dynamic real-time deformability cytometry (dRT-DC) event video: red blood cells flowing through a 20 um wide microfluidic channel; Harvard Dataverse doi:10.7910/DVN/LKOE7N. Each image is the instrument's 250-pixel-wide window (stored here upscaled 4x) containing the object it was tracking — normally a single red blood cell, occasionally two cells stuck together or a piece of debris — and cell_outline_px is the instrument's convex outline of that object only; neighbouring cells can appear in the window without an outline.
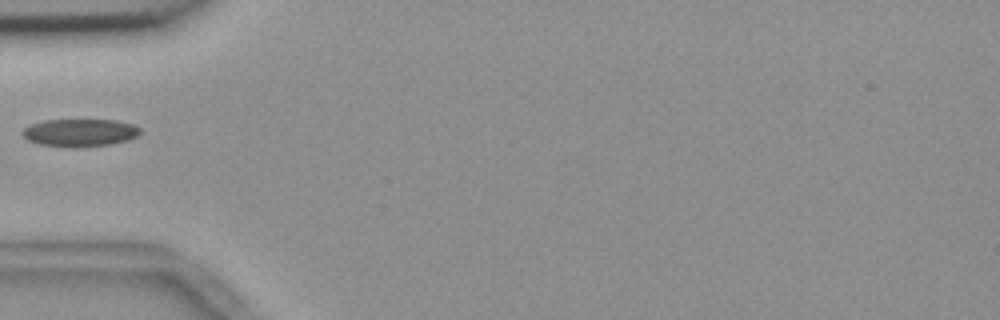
{"species": "common noctule bat (a hibernating species)", "species_latin": "Nyctalus noctula", "temperature_condition": "room temperature", "stored_images_in_passage": 38, "camera_frame_rate_fps": 3000, "um_per_image_px": 0.085, "animal": {"sex": "female", "body_mass_g": 18.4}, "frame": {"image": 1, "passage_image": 1, "time_ms": 0.0, "image_size_px": [1000, 320], "cell_outline_px": [[140, 132], [136, 136], [128, 140], [112, 144], [76, 148], [72, 148], [40, 144], [28, 140], [20, 132], [24, 128], [32, 124], [44, 120], [116, 120], [132, 124], [140, 128]], "centroid_in_image_um": [6.79, 11.28], "position_along_channel_um": 78.2, "area_um2": 19.02}}
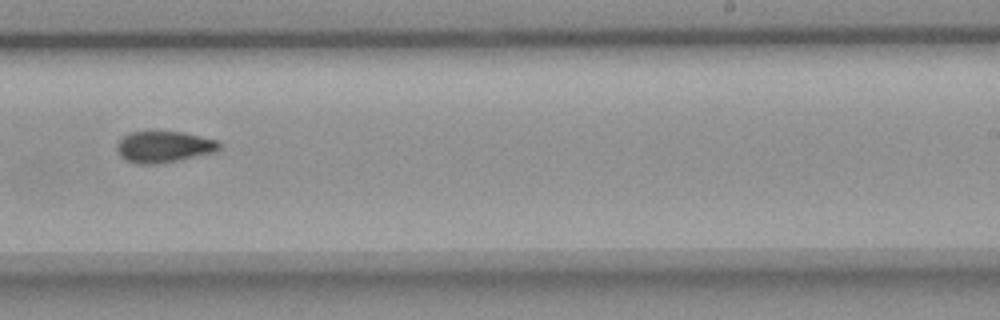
{"frame": {"image": 2, "passage_image": 17, "time_ms": 5.333, "image_size_px": [1000, 320], "cell_outline_px": [[220, 148], [212, 152], [180, 160], [156, 164], [136, 164], [120, 156], [116, 148], [116, 144], [124, 136], [132, 132], [184, 132], [220, 140]], "centroid_in_image_um": [13.94, 12.48], "position_along_channel_um": 275.1, "area_um2": 18.61}}
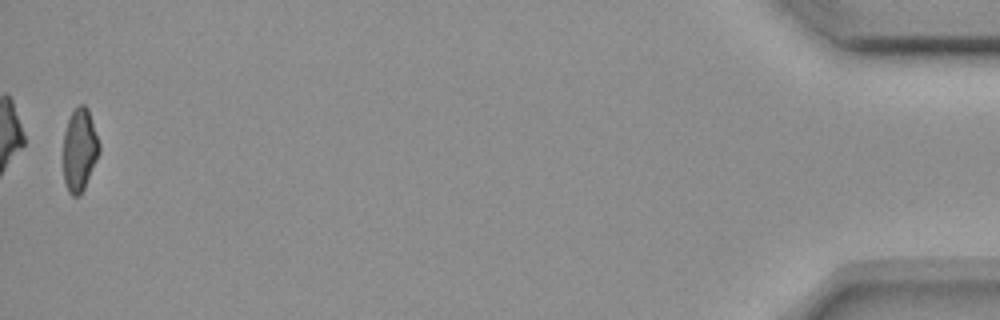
{"frame": {"image": 3, "passage_image": 37, "time_ms": 12.0, "image_size_px": [1000, 320], "cell_outline_px": [[100, 152], [84, 188], [80, 196], [72, 196], [68, 192], [64, 180], [64, 132], [68, 120], [72, 112], [80, 104], [84, 104], [88, 108], [100, 144]], "centroid_in_image_um": [6.77, 12.74], "position_along_channel_um": 428.4, "area_um2": 17.28}}